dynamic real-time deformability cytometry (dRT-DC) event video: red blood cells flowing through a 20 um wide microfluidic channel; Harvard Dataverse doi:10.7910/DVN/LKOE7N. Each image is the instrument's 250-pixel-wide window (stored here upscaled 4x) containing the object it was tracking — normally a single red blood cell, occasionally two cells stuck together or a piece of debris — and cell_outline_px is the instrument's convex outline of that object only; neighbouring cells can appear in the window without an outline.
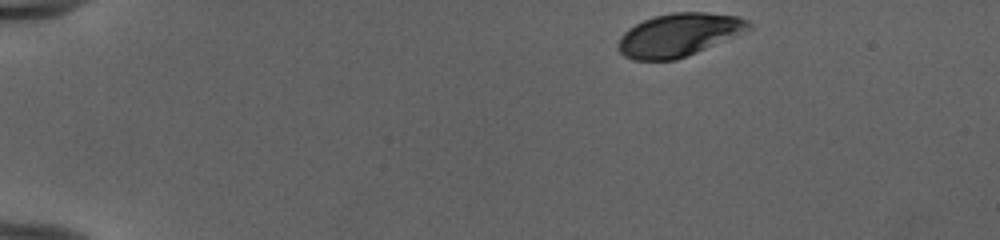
{"species": "human", "species_latin": "Homo sapiens", "temperature_condition": "cold", "stored_images_in_passage": 41, "camera_frame_rate_fps": 3000, "um_per_image_px": 0.085, "donor": {"sex": "female"}, "frame": {"image": 1, "passage_image": 1, "time_ms": 0.0, "image_size_px": [1000, 240], "cell_outline_px": [[752, 28], [696, 52], [676, 60], [632, 60], [624, 56], [616, 48], [620, 36], [628, 28], [644, 20], [656, 16], [672, 12], [708, 12], [736, 16], [748, 20], [752, 24]], "centroid_in_image_um": [57.66, 2.96], "position_along_channel_um": 27.3, "area_um2": 32.54}}
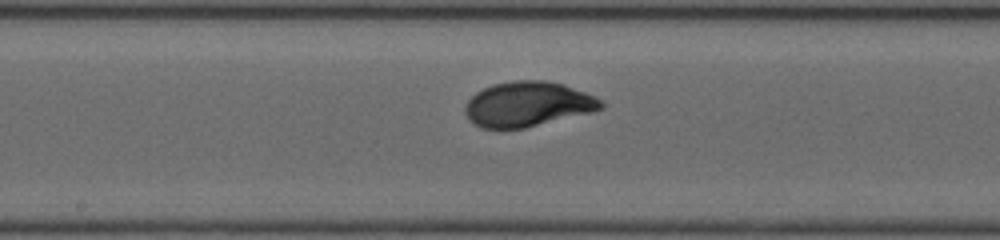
{"frame": {"image": 2, "passage_image": 22, "time_ms": 7.0, "image_size_px": [1000, 240], "cell_outline_px": [[604, 108], [592, 112], [524, 128], [480, 128], [472, 124], [468, 120], [464, 112], [464, 104], [476, 92], [492, 84], [512, 80], [544, 80], [564, 84], [596, 96], [604, 104]], "centroid_in_image_um": [44.83, 8.85], "position_along_channel_um": 203.4, "area_um2": 35.89}}
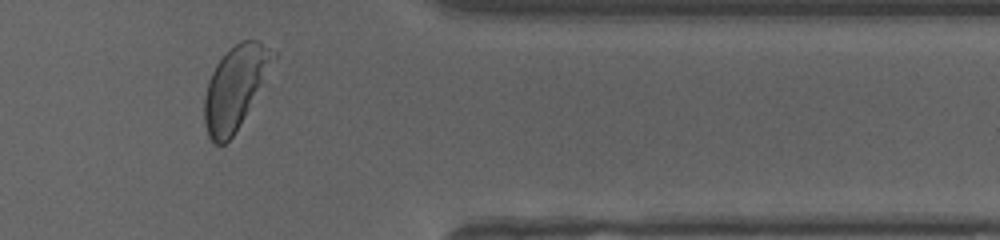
{"frame": {"image": 3, "passage_image": 37, "time_ms": 12.0, "image_size_px": [1000, 240], "cell_outline_px": [[276, 56], [244, 116], [232, 136], [224, 144], [216, 144], [208, 136], [204, 124], [204, 96], [208, 80], [216, 64], [240, 40], [256, 40], [276, 52]], "centroid_in_image_um": [19.94, 7.44], "position_along_channel_um": 391.5, "area_um2": 32.08}, "authors_computed_cell_mechanics": {"area_um2": 35.1424, "velocity_mm_per_s": 3.9624, "shape_relaxation_time_tau1_ms": 2.0121, "shape_relaxation_time_tau2_ms": null, "deformation_change_tau1": 0.1441, "deformation_change_tau2": null}}